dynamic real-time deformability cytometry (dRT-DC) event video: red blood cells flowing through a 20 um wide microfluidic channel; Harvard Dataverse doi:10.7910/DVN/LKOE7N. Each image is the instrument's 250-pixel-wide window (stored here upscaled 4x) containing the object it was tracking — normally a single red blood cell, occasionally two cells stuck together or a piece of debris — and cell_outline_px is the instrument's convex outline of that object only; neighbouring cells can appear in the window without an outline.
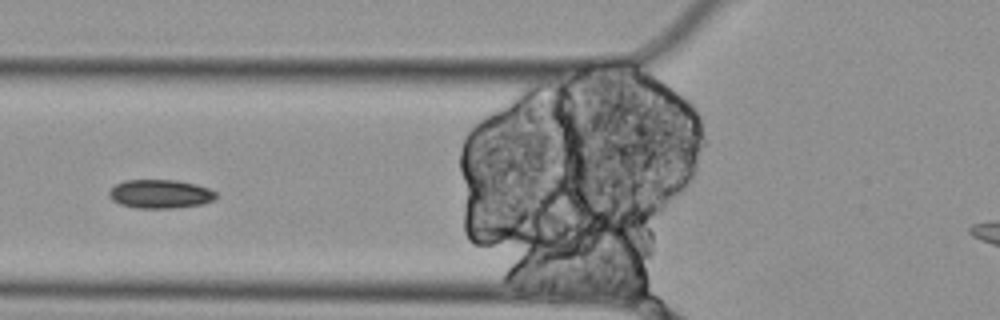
{"species": "Egyptian fruit bat (a non-hibernating species)", "species_latin": "Rousettus aegyptiacus", "temperature_condition": "cold", "stored_images_in_passage": 11, "camera_frame_rate_fps": 3000, "um_per_image_px": 0.085, "animal": {"sex": "female"}, "frame": {"image": 1, "passage_image": 3, "time_ms": 0.667, "image_size_px": [1000, 320], "cell_outline_px": [[216, 196], [212, 200], [204, 204], [176, 208], [136, 208], [120, 204], [112, 200], [108, 196], [108, 192], [116, 184], [124, 180], [176, 180], [196, 184], [208, 188], [216, 192]], "centroid_in_image_um": [13.61, 16.49], "position_along_channel_um": 112.2, "area_um2": 17.98}}
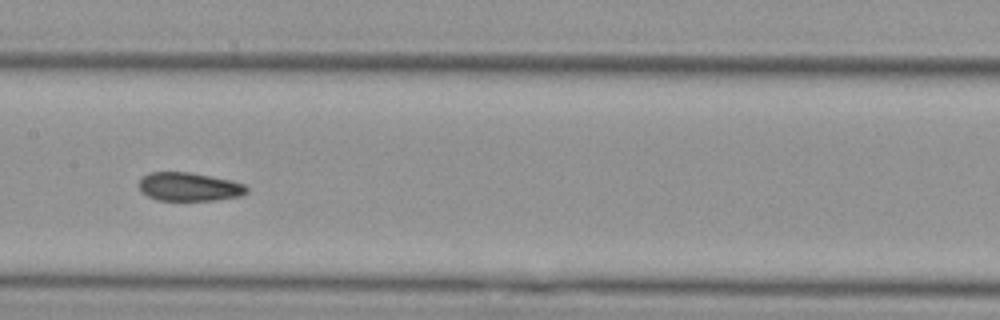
{"frame": {"image": 2, "passage_image": 5, "time_ms": 1.333, "image_size_px": [1000, 320], "cell_outline_px": [[248, 192], [240, 196], [216, 200], [156, 200], [148, 196], [140, 188], [140, 180], [148, 172], [192, 172], [232, 180], [244, 184], [248, 188]], "centroid_in_image_um": [16.12, 15.87], "position_along_channel_um": 191.3, "area_um2": 17.92}}
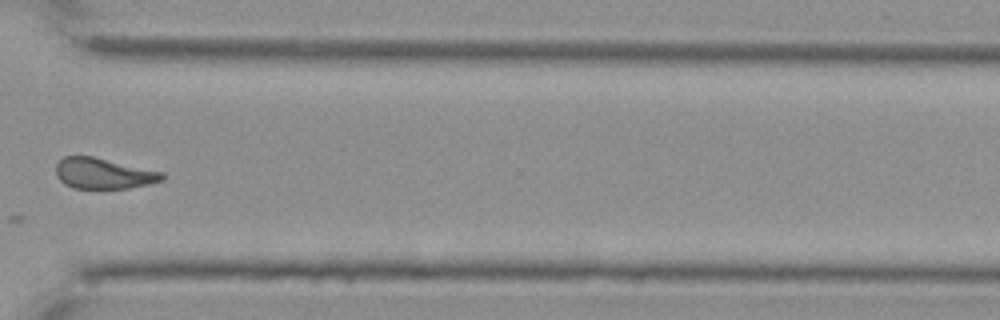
{"frame": {"image": 3, "passage_image": 9, "time_ms": 2.667, "image_size_px": [1000, 320], "cell_outline_px": [[164, 180], [148, 184], [128, 188], [100, 192], [72, 188], [64, 184], [56, 176], [56, 164], [64, 156], [92, 156], [164, 172]], "centroid_in_image_um": [8.77, 14.8], "position_along_channel_um": 361.8, "area_um2": 19.83}}